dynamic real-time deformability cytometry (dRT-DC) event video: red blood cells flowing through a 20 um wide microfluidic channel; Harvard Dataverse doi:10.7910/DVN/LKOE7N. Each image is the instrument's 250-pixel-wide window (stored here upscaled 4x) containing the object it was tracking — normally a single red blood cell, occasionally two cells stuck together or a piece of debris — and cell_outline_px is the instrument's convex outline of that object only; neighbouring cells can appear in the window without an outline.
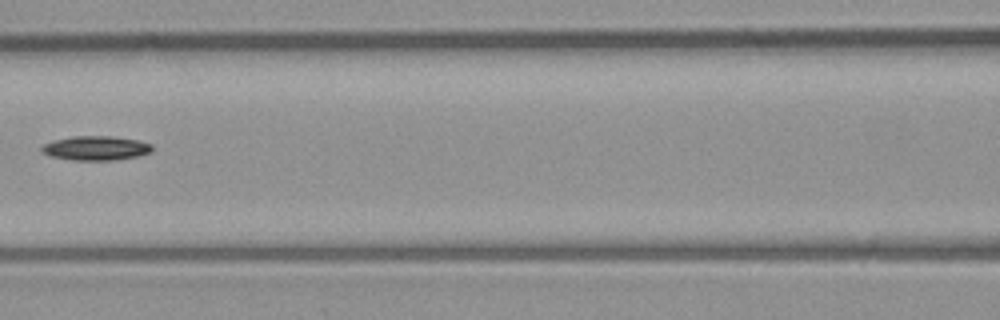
{"species": "common noctule bat (a hibernating species)", "species_latin": "Nyctalus noctula", "temperature_condition": "room temperature", "stored_images_in_passage": 6, "camera_frame_rate_fps": 3000, "um_per_image_px": 0.085, "animal": {"sex": "male", "body_mass_g": 23.1, "forearm_length_mm": 52.7}, "frame": {"image": 1, "passage_image": 5, "time_ms": 5.333, "image_size_px": [1000, 320], "cell_outline_px": [[152, 152], [136, 156], [116, 160], [72, 160], [52, 156], [40, 152], [40, 148], [44, 144], [52, 140], [72, 136], [108, 136], [136, 140], [152, 144]], "centroid_in_image_um": [8.11, 12.59], "position_along_channel_um": 158.5, "area_um2": 15.61}}
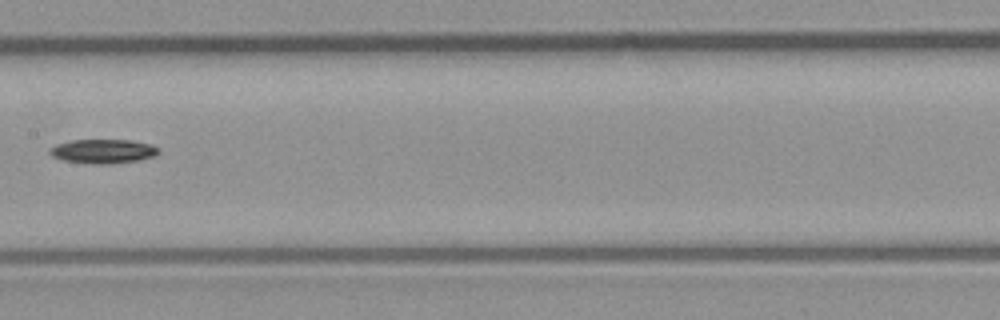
{"frame": {"image": 2, "passage_image": 6, "time_ms": 6.333, "image_size_px": [1000, 320], "cell_outline_px": [[160, 152], [156, 156], [136, 160], [64, 160], [52, 156], [48, 152], [56, 144], [72, 140], [132, 140], [152, 144], [160, 148]], "centroid_in_image_um": [8.84, 12.77], "position_along_channel_um": 198.6, "area_um2": 14.05}}